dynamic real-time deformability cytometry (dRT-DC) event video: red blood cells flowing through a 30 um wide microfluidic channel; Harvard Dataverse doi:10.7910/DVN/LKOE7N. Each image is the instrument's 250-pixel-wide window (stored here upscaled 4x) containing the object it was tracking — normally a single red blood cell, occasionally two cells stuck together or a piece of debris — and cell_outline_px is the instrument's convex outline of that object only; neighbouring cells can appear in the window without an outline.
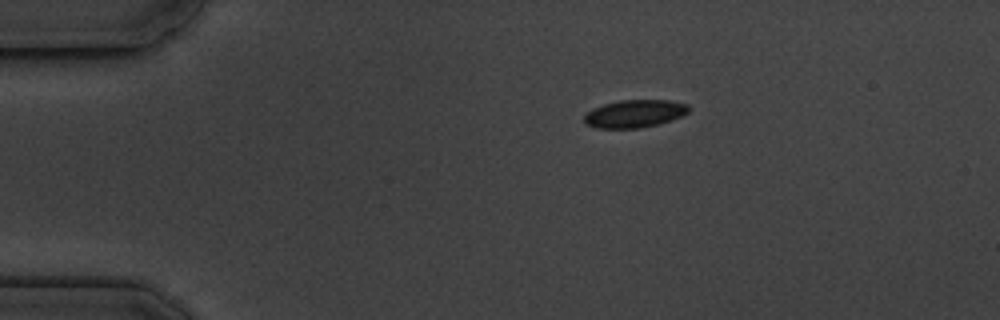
{"species": "common noctule bat (a hibernating species)", "species_latin": "Nyctalus noctula", "temperature_condition": "cold", "stored_images_in_passage": 4, "camera_frame_rate_fps": 3000, "um_per_image_px": 0.085, "animal": {"sex": "male", "body_mass_g": 19.5, "forearm_length_mm": 54.6}, "frame": {"image": 1, "passage_image": 1, "time_ms": 0.0, "image_size_px": [1000, 320], "cell_outline_px": [[688, 112], [680, 116], [656, 124], [640, 128], [596, 128], [584, 124], [584, 116], [592, 108], [604, 104], [620, 100], [668, 100], [688, 104]], "centroid_in_image_um": [53.88, 9.66], "position_along_channel_um": 31.1, "area_um2": 16.7}}
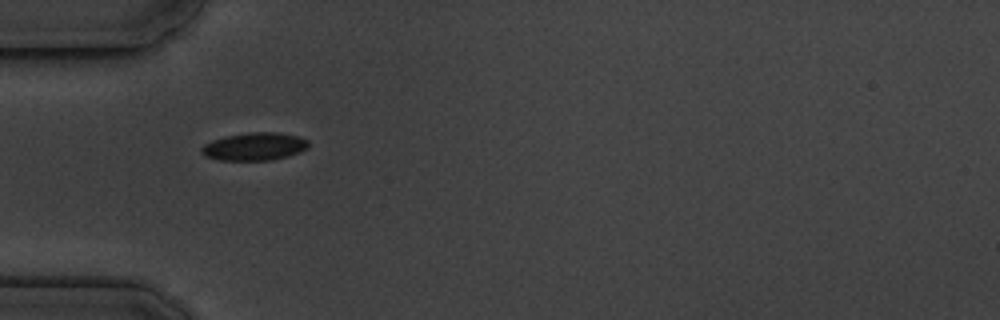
{"frame": {"image": 2, "passage_image": 3, "time_ms": 2.333, "image_size_px": [1000, 320], "cell_outline_px": [[308, 148], [300, 152], [288, 156], [272, 160], [220, 160], [204, 156], [200, 152], [200, 148], [204, 144], [212, 140], [224, 136], [248, 132], [280, 132], [300, 136], [308, 140]], "centroid_in_image_um": [21.63, 12.44], "position_along_channel_um": 63.4, "area_um2": 17.63}}